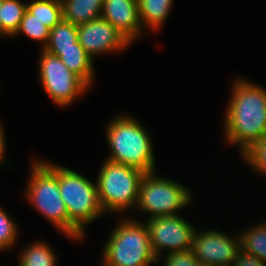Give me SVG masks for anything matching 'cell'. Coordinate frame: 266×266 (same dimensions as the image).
<instances>
[{
    "instance_id": "obj_1",
    "label": "cell",
    "mask_w": 266,
    "mask_h": 266,
    "mask_svg": "<svg viewBox=\"0 0 266 266\" xmlns=\"http://www.w3.org/2000/svg\"><path fill=\"white\" fill-rule=\"evenodd\" d=\"M224 114V140L240 155L266 137V89L248 79L235 78Z\"/></svg>"
},
{
    "instance_id": "obj_2",
    "label": "cell",
    "mask_w": 266,
    "mask_h": 266,
    "mask_svg": "<svg viewBox=\"0 0 266 266\" xmlns=\"http://www.w3.org/2000/svg\"><path fill=\"white\" fill-rule=\"evenodd\" d=\"M32 161L31 173L23 191L25 200L62 235L82 242L86 235L70 221L68 210L60 196L57 164L40 159Z\"/></svg>"
},
{
    "instance_id": "obj_3",
    "label": "cell",
    "mask_w": 266,
    "mask_h": 266,
    "mask_svg": "<svg viewBox=\"0 0 266 266\" xmlns=\"http://www.w3.org/2000/svg\"><path fill=\"white\" fill-rule=\"evenodd\" d=\"M105 128L110 148L107 160L137 168L144 173L157 170L153 139L139 120L124 113L113 117Z\"/></svg>"
},
{
    "instance_id": "obj_4",
    "label": "cell",
    "mask_w": 266,
    "mask_h": 266,
    "mask_svg": "<svg viewBox=\"0 0 266 266\" xmlns=\"http://www.w3.org/2000/svg\"><path fill=\"white\" fill-rule=\"evenodd\" d=\"M101 266H151L157 264L147 226L123 215L102 250Z\"/></svg>"
},
{
    "instance_id": "obj_5",
    "label": "cell",
    "mask_w": 266,
    "mask_h": 266,
    "mask_svg": "<svg viewBox=\"0 0 266 266\" xmlns=\"http://www.w3.org/2000/svg\"><path fill=\"white\" fill-rule=\"evenodd\" d=\"M144 174L137 168L104 160L96 179L98 201L104 215L120 213L122 216L135 209Z\"/></svg>"
},
{
    "instance_id": "obj_6",
    "label": "cell",
    "mask_w": 266,
    "mask_h": 266,
    "mask_svg": "<svg viewBox=\"0 0 266 266\" xmlns=\"http://www.w3.org/2000/svg\"><path fill=\"white\" fill-rule=\"evenodd\" d=\"M57 177L69 219L85 235L86 227L104 214L98 201L97 182L59 164Z\"/></svg>"
},
{
    "instance_id": "obj_7",
    "label": "cell",
    "mask_w": 266,
    "mask_h": 266,
    "mask_svg": "<svg viewBox=\"0 0 266 266\" xmlns=\"http://www.w3.org/2000/svg\"><path fill=\"white\" fill-rule=\"evenodd\" d=\"M156 173H145L142 177L134 210L147 213V219L179 215L178 211L192 203L193 192L187 186Z\"/></svg>"
},
{
    "instance_id": "obj_8",
    "label": "cell",
    "mask_w": 266,
    "mask_h": 266,
    "mask_svg": "<svg viewBox=\"0 0 266 266\" xmlns=\"http://www.w3.org/2000/svg\"><path fill=\"white\" fill-rule=\"evenodd\" d=\"M39 57V78L42 88L57 107L72 105L90 87L71 72L59 57L41 49Z\"/></svg>"
},
{
    "instance_id": "obj_9",
    "label": "cell",
    "mask_w": 266,
    "mask_h": 266,
    "mask_svg": "<svg viewBox=\"0 0 266 266\" xmlns=\"http://www.w3.org/2000/svg\"><path fill=\"white\" fill-rule=\"evenodd\" d=\"M151 246L157 259L165 255L190 250L196 227L183 216H157L145 219ZM168 251V252H166Z\"/></svg>"
},
{
    "instance_id": "obj_10",
    "label": "cell",
    "mask_w": 266,
    "mask_h": 266,
    "mask_svg": "<svg viewBox=\"0 0 266 266\" xmlns=\"http://www.w3.org/2000/svg\"><path fill=\"white\" fill-rule=\"evenodd\" d=\"M211 229L194 231L191 247L193 255L200 264L232 266L240 250L239 234L233 237L220 229Z\"/></svg>"
},
{
    "instance_id": "obj_11",
    "label": "cell",
    "mask_w": 266,
    "mask_h": 266,
    "mask_svg": "<svg viewBox=\"0 0 266 266\" xmlns=\"http://www.w3.org/2000/svg\"><path fill=\"white\" fill-rule=\"evenodd\" d=\"M77 31L79 43L93 59L101 54H116L132 45L110 22L102 17L77 26Z\"/></svg>"
},
{
    "instance_id": "obj_12",
    "label": "cell",
    "mask_w": 266,
    "mask_h": 266,
    "mask_svg": "<svg viewBox=\"0 0 266 266\" xmlns=\"http://www.w3.org/2000/svg\"><path fill=\"white\" fill-rule=\"evenodd\" d=\"M101 17L110 22L131 43L144 36L138 0H103Z\"/></svg>"
},
{
    "instance_id": "obj_13",
    "label": "cell",
    "mask_w": 266,
    "mask_h": 266,
    "mask_svg": "<svg viewBox=\"0 0 266 266\" xmlns=\"http://www.w3.org/2000/svg\"><path fill=\"white\" fill-rule=\"evenodd\" d=\"M59 57L67 68L79 76L90 88L95 81L94 60L83 48L43 49Z\"/></svg>"
},
{
    "instance_id": "obj_14",
    "label": "cell",
    "mask_w": 266,
    "mask_h": 266,
    "mask_svg": "<svg viewBox=\"0 0 266 266\" xmlns=\"http://www.w3.org/2000/svg\"><path fill=\"white\" fill-rule=\"evenodd\" d=\"M63 19L75 26L100 18L103 0H61Z\"/></svg>"
},
{
    "instance_id": "obj_15",
    "label": "cell",
    "mask_w": 266,
    "mask_h": 266,
    "mask_svg": "<svg viewBox=\"0 0 266 266\" xmlns=\"http://www.w3.org/2000/svg\"><path fill=\"white\" fill-rule=\"evenodd\" d=\"M174 0H138L140 22L143 29L152 32L161 29L167 20Z\"/></svg>"
},
{
    "instance_id": "obj_16",
    "label": "cell",
    "mask_w": 266,
    "mask_h": 266,
    "mask_svg": "<svg viewBox=\"0 0 266 266\" xmlns=\"http://www.w3.org/2000/svg\"><path fill=\"white\" fill-rule=\"evenodd\" d=\"M18 266H56L57 253L45 241H35L28 244L19 253Z\"/></svg>"
},
{
    "instance_id": "obj_17",
    "label": "cell",
    "mask_w": 266,
    "mask_h": 266,
    "mask_svg": "<svg viewBox=\"0 0 266 266\" xmlns=\"http://www.w3.org/2000/svg\"><path fill=\"white\" fill-rule=\"evenodd\" d=\"M83 48L78 41L77 26L62 19L50 31L47 45L44 49Z\"/></svg>"
},
{
    "instance_id": "obj_18",
    "label": "cell",
    "mask_w": 266,
    "mask_h": 266,
    "mask_svg": "<svg viewBox=\"0 0 266 266\" xmlns=\"http://www.w3.org/2000/svg\"><path fill=\"white\" fill-rule=\"evenodd\" d=\"M27 10L50 29L63 19L61 0H32Z\"/></svg>"
},
{
    "instance_id": "obj_19",
    "label": "cell",
    "mask_w": 266,
    "mask_h": 266,
    "mask_svg": "<svg viewBox=\"0 0 266 266\" xmlns=\"http://www.w3.org/2000/svg\"><path fill=\"white\" fill-rule=\"evenodd\" d=\"M23 0H3L2 4V38L12 37L19 28L20 22L27 9Z\"/></svg>"
},
{
    "instance_id": "obj_20",
    "label": "cell",
    "mask_w": 266,
    "mask_h": 266,
    "mask_svg": "<svg viewBox=\"0 0 266 266\" xmlns=\"http://www.w3.org/2000/svg\"><path fill=\"white\" fill-rule=\"evenodd\" d=\"M50 31V28L44 25L39 19L35 18V16L26 9L19 28L12 37L24 34L27 37L41 43L42 45L40 44V46L44 49L48 43Z\"/></svg>"
},
{
    "instance_id": "obj_21",
    "label": "cell",
    "mask_w": 266,
    "mask_h": 266,
    "mask_svg": "<svg viewBox=\"0 0 266 266\" xmlns=\"http://www.w3.org/2000/svg\"><path fill=\"white\" fill-rule=\"evenodd\" d=\"M18 225L7 213L5 208L0 206V251H7L16 245L19 232Z\"/></svg>"
},
{
    "instance_id": "obj_22",
    "label": "cell",
    "mask_w": 266,
    "mask_h": 266,
    "mask_svg": "<svg viewBox=\"0 0 266 266\" xmlns=\"http://www.w3.org/2000/svg\"><path fill=\"white\" fill-rule=\"evenodd\" d=\"M241 157L253 172L266 176V137L251 146Z\"/></svg>"
},
{
    "instance_id": "obj_23",
    "label": "cell",
    "mask_w": 266,
    "mask_h": 266,
    "mask_svg": "<svg viewBox=\"0 0 266 266\" xmlns=\"http://www.w3.org/2000/svg\"><path fill=\"white\" fill-rule=\"evenodd\" d=\"M163 258V259H162ZM163 261V266H197L198 260L193 255L192 250L173 252L165 255V257H159L157 264Z\"/></svg>"
},
{
    "instance_id": "obj_24",
    "label": "cell",
    "mask_w": 266,
    "mask_h": 266,
    "mask_svg": "<svg viewBox=\"0 0 266 266\" xmlns=\"http://www.w3.org/2000/svg\"><path fill=\"white\" fill-rule=\"evenodd\" d=\"M232 266H266V263L240 249Z\"/></svg>"
},
{
    "instance_id": "obj_25",
    "label": "cell",
    "mask_w": 266,
    "mask_h": 266,
    "mask_svg": "<svg viewBox=\"0 0 266 266\" xmlns=\"http://www.w3.org/2000/svg\"><path fill=\"white\" fill-rule=\"evenodd\" d=\"M6 136L5 131L3 129V125L0 123V164L3 165V168H5V163H7L9 166L11 165L10 162L6 161L5 154H6Z\"/></svg>"
},
{
    "instance_id": "obj_26",
    "label": "cell",
    "mask_w": 266,
    "mask_h": 266,
    "mask_svg": "<svg viewBox=\"0 0 266 266\" xmlns=\"http://www.w3.org/2000/svg\"><path fill=\"white\" fill-rule=\"evenodd\" d=\"M2 4H3V0H0V38H2V22H1V16H2Z\"/></svg>"
},
{
    "instance_id": "obj_27",
    "label": "cell",
    "mask_w": 266,
    "mask_h": 266,
    "mask_svg": "<svg viewBox=\"0 0 266 266\" xmlns=\"http://www.w3.org/2000/svg\"><path fill=\"white\" fill-rule=\"evenodd\" d=\"M197 266H209V265H206V264H200V263H198V265Z\"/></svg>"
}]
</instances>
